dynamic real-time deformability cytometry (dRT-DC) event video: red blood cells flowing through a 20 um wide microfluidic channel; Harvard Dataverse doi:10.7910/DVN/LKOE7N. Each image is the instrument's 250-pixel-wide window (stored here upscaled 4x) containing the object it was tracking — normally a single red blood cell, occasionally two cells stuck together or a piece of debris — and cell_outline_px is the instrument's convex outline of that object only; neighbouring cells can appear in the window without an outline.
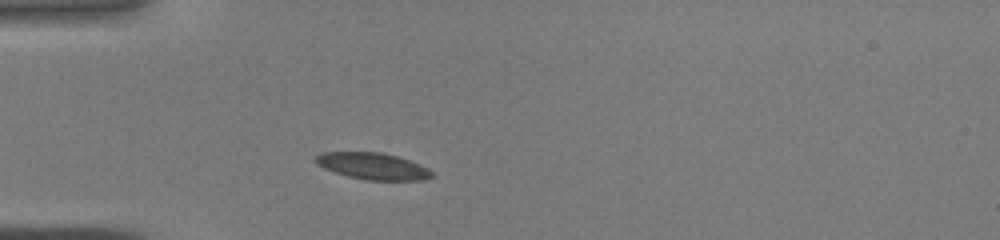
{"species": "common noctule bat (a hibernating species)", "species_latin": "Nyctalus noctula", "temperature_condition": "warm", "stored_images_in_passage": 29, "camera_frame_rate_fps": 3000, "um_per_image_px": 0.085, "animal": {"sex": "male", "body_mass_g": 19.0, "forearm_length_mm": 50.8}, "frame": {"image": 1, "passage_image": 6, "time_ms": 1.667, "image_size_px": [1000, 240], "cell_outline_px": [[432, 176], [424, 180], [364, 180], [348, 176], [324, 168], [316, 164], [316, 156], [320, 152], [380, 152], [396, 156], [420, 164], [428, 168], [432, 172]], "centroid_in_image_um": [31.68, 14.12], "position_along_channel_um": 53.3, "area_um2": 17.92}}
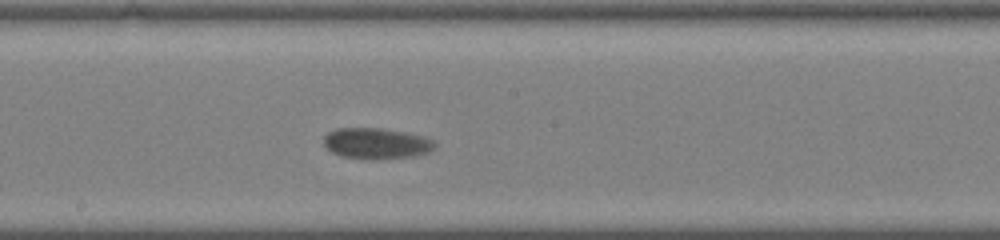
{"frame": {"image": 2, "passage_image": 18, "time_ms": 5.667, "image_size_px": [1000, 240], "cell_outline_px": [[436, 148], [428, 152], [416, 156], [376, 160], [372, 160], [340, 156], [332, 152], [324, 144], [324, 136], [328, 132], [336, 128], [380, 128], [404, 132], [424, 136], [432, 140], [436, 144]], "centroid_in_image_um": [32.0, 12.2], "position_along_channel_um": 216.2, "area_um2": 20.23}}
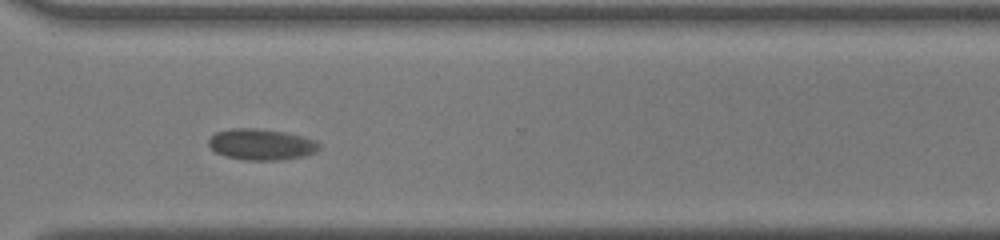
{"frame": {"image": 3, "passage_image": 27, "time_ms": 8.667, "image_size_px": [1000, 240], "cell_outline_px": [[320, 148], [316, 152], [304, 156], [280, 160], [244, 160], [224, 156], [216, 152], [208, 144], [208, 136], [216, 132], [232, 128], [256, 128], [284, 132], [316, 140], [320, 144]], "centroid_in_image_um": [22.19, 12.28], "position_along_channel_um": 348.4, "area_um2": 20.17}}